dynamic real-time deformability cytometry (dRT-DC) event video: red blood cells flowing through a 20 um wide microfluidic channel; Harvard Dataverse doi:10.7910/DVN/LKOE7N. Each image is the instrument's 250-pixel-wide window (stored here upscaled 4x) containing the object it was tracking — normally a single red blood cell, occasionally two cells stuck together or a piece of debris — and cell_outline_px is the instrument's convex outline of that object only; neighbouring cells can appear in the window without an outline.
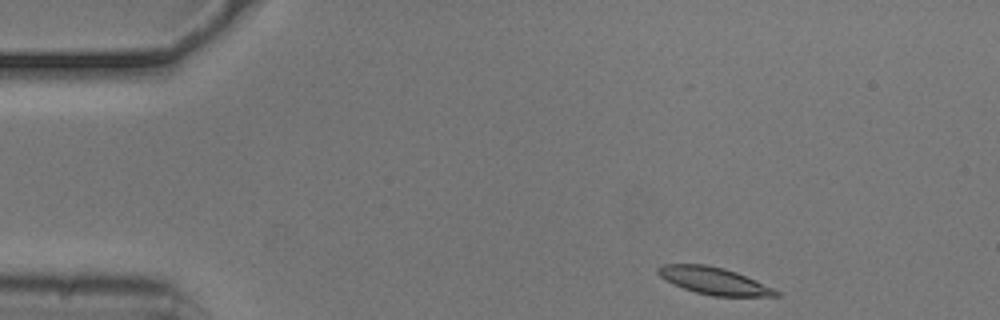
{"species": "common noctule bat (a hibernating species)", "species_latin": "Nyctalus noctula", "temperature_condition": "cold", "stored_images_in_passage": 48, "camera_frame_rate_fps": 3000, "um_per_image_px": 0.085, "animal": {"sex": "male", "body_mass_g": 20.5, "forearm_length_mm": 52.5}, "frame": {"image": 1, "passage_image": 1, "time_ms": 0.0, "image_size_px": [1000, 320], "cell_outline_px": [[780, 296], [712, 296], [696, 292], [684, 288], [664, 280], [656, 272], [656, 268], [664, 264], [704, 264], [724, 268], [736, 272], [772, 288], [780, 292]], "centroid_in_image_um": [60.64, 23.86], "position_along_channel_um": 24.4, "area_um2": 18.44}}
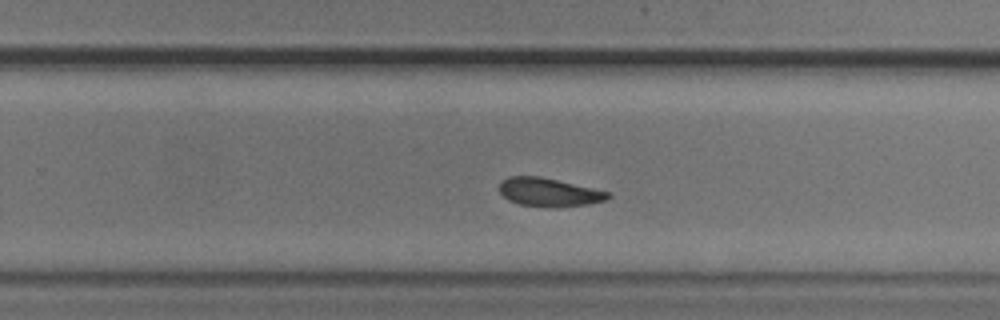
{"frame": {"image": 2, "passage_image": 28, "time_ms": 9.0, "image_size_px": [1000, 320], "cell_outline_px": [[612, 196], [604, 200], [588, 204], [520, 204], [508, 200], [500, 192], [500, 180], [508, 176], [540, 176], [612, 192]], "centroid_in_image_um": [46.65, 16.27], "position_along_channel_um": 283.1, "area_um2": 17.17}}
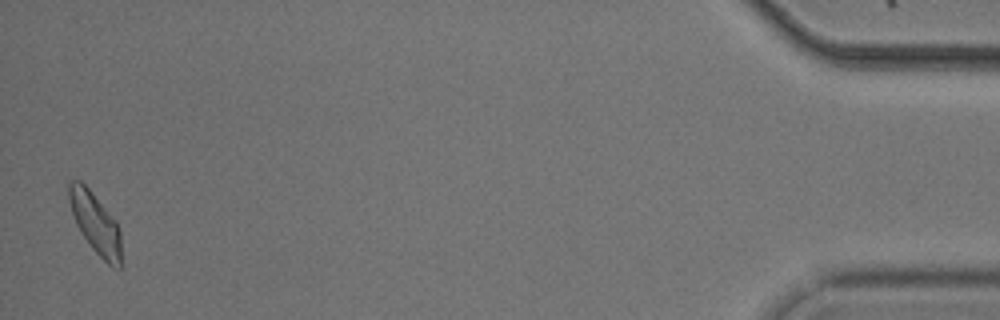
{"frame": {"image": 3, "passage_image": 47, "time_ms": 15.333, "image_size_px": [1000, 320], "cell_outline_px": [[120, 268], [112, 268], [92, 248], [76, 224], [68, 200], [68, 184], [72, 180], [80, 180], [92, 192], [116, 220], [120, 232]], "centroid_in_image_um": [8.1, 18.95], "position_along_channel_um": 427.1, "area_um2": 18.26}, "authors_computed_cell_mechanics": {"area_um2": 18.4093, "velocity_mm_per_s": 3.691, "shape_relaxation_time_tau1_ms": 3.2487, "shape_relaxation_time_tau2_ms": null, "deformation_change_tau1": 0.0994, "deformation_change_tau2": null}}